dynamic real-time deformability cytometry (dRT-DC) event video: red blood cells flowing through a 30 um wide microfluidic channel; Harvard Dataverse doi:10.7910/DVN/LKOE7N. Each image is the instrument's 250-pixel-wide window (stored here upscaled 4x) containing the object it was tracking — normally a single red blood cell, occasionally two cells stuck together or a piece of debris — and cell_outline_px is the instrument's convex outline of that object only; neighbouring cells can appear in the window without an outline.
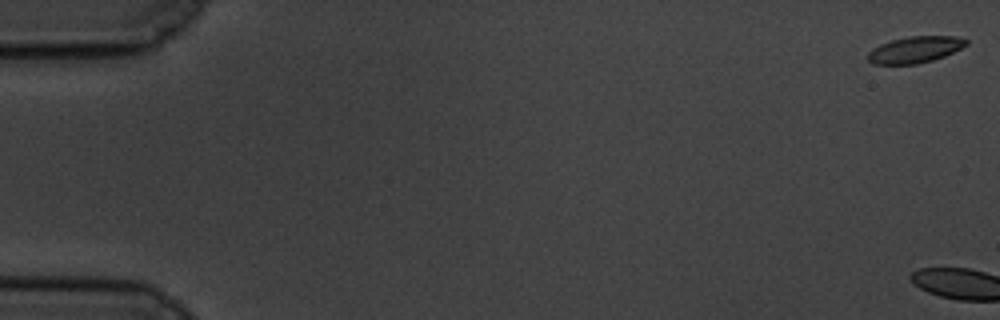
{"species": "common noctule bat (a hibernating species)", "species_latin": "Nyctalus noctula", "temperature_condition": "cold", "stored_images_in_passage": 4, "camera_frame_rate_fps": 3000, "um_per_image_px": 0.085, "animal": {"sex": "male", "body_mass_g": 19.5, "forearm_length_mm": 54.6}, "frame": {"image": 1, "passage_image": 1, "time_ms": 0.0, "image_size_px": [1000, 320], "cell_outline_px": [[968, 44], [944, 56], [932, 60], [916, 64], [872, 64], [868, 60], [868, 52], [872, 48], [880, 44], [892, 40], [908, 36], [956, 36], [968, 40]], "centroid_in_image_um": [77.76, 4.21], "position_along_channel_um": 7.2, "area_um2": 15.09}}